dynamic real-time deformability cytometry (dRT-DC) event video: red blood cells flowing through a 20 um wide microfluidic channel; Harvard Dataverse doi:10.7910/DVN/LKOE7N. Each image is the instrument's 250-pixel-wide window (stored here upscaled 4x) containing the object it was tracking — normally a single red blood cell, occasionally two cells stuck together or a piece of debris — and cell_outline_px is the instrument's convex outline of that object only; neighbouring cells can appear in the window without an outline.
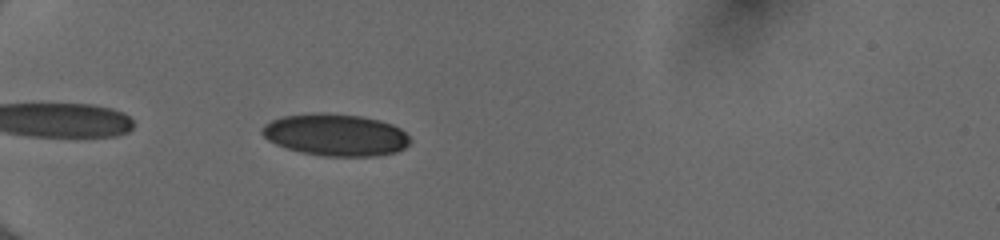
{"species": "human", "species_latin": "Homo sapiens", "temperature_condition": "cold", "stored_images_in_passage": 39, "camera_frame_rate_fps": 3000, "um_per_image_px": 0.085, "donor": {"sex": "female"}, "frame": {"image": 1, "passage_image": 4, "time_ms": 1.0, "image_size_px": [1000, 240], "cell_outline_px": [[412, 140], [404, 148], [396, 152], [376, 156], [324, 156], [300, 152], [276, 144], [268, 140], [260, 132], [260, 128], [264, 124], [280, 116], [312, 112], [324, 112], [360, 116], [380, 120], [392, 124], [400, 128]], "centroid_in_image_um": [28.5, 11.45], "position_along_channel_um": 56.5, "area_um2": 36.53}}
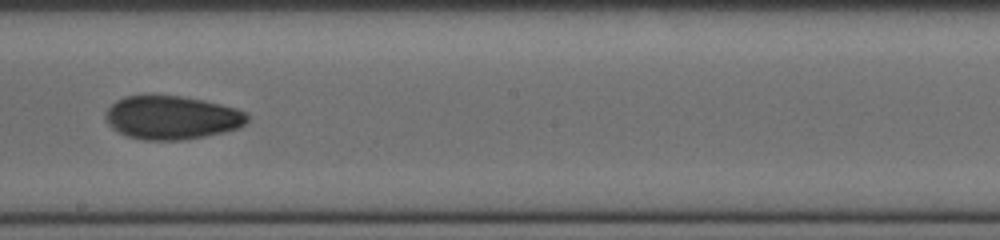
{"frame": {"image": 2, "passage_image": 19, "time_ms": 6.0, "image_size_px": [1000, 240], "cell_outline_px": [[248, 120], [240, 128], [224, 132], [184, 140], [144, 140], [128, 136], [112, 128], [108, 124], [104, 116], [104, 112], [116, 100], [124, 96], [180, 96], [204, 100], [236, 108], [248, 112]], "centroid_in_image_um": [14.61, 10.0], "position_along_channel_um": 233.6, "area_um2": 36.01}}
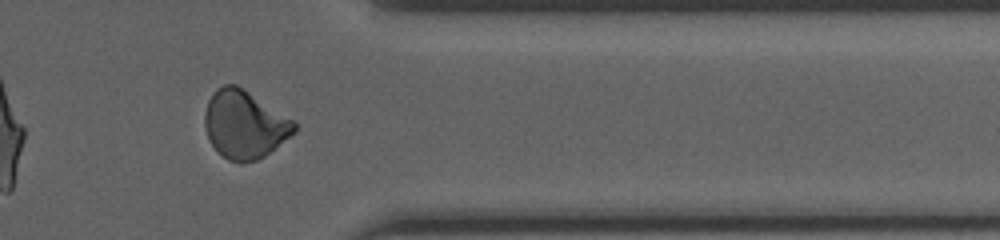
{"frame": {"image": 3, "passage_image": 31, "time_ms": 10.0, "image_size_px": [1000, 240], "cell_outline_px": [[296, 132], [264, 156], [256, 160], [240, 164], [228, 160], [216, 152], [204, 128], [204, 112], [208, 100], [216, 88], [224, 84], [236, 84], [244, 88], [296, 120]], "centroid_in_image_um": [20.79, 10.57], "position_along_channel_um": 390.6, "area_um2": 36.07}, "authors_computed_cell_mechanics": {"area_um2": 34.969, "velocity_mm_per_s": 4.0458, "shape_relaxation_time_tau1_ms": null, "shape_relaxation_time_tau2_ms": 3.0311, "deformation_change_tau1": null, "deformation_change_tau2": 0.0689}}